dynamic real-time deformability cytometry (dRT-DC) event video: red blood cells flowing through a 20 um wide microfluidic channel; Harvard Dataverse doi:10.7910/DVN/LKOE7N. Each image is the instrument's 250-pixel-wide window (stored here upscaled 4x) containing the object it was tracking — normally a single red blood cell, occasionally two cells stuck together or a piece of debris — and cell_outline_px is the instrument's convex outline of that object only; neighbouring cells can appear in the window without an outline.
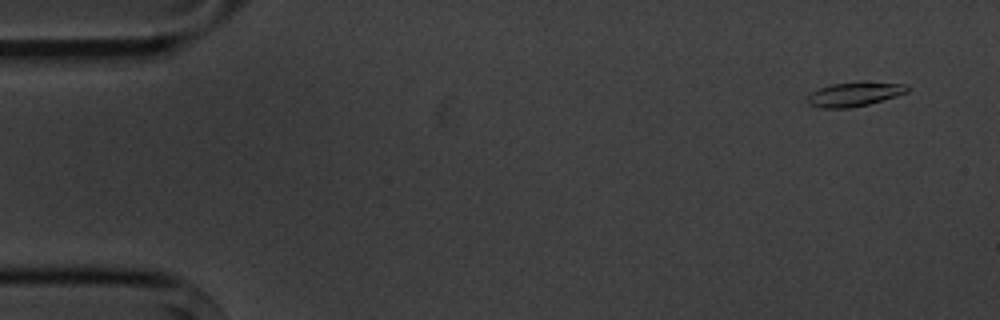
{"species": "common noctule bat (a hibernating species)", "species_latin": "Nyctalus noctula", "temperature_condition": "cold", "stored_images_in_passage": 4, "camera_frame_rate_fps": 3000, "um_per_image_px": 0.085, "animal": {"sex": "male", "body_mass_g": 20.1, "forearm_length_mm": 53.5}, "frame": {"image": 1, "passage_image": 1, "time_ms": 0.0, "image_size_px": [1000, 320], "cell_outline_px": [[908, 92], [896, 96], [868, 104], [852, 108], [824, 108], [808, 104], [804, 100], [812, 92], [820, 88], [832, 84], [864, 80], [908, 84]], "centroid_in_image_um": [72.65, 7.98], "position_along_channel_um": 12.3, "area_um2": 14.45}}
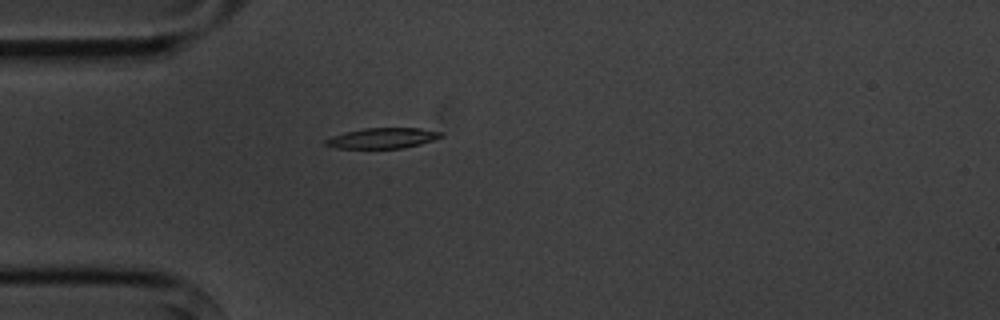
{"frame": {"image": 2, "passage_image": 4, "time_ms": 4.0, "image_size_px": [1000, 320], "cell_outline_px": [[444, 136], [420, 144], [404, 148], [336, 148], [324, 144], [324, 140], [332, 136], [344, 132], [364, 128], [420, 128], [444, 132]], "centroid_in_image_um": [32.53, 11.73], "position_along_channel_um": 52.5, "area_um2": 13.81}}